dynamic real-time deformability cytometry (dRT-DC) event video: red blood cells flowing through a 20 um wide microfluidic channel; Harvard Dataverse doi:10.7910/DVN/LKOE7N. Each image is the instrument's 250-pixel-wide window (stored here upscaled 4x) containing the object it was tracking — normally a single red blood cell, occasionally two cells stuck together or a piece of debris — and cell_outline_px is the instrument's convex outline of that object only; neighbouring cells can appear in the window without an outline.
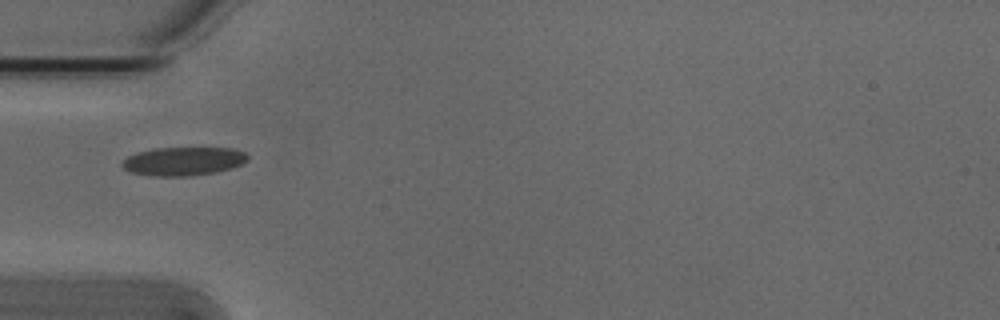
{"species": "Egyptian fruit bat (a non-hibernating species)", "species_latin": "Rousettus aegyptiacus", "temperature_condition": "cold", "stored_images_in_passage": 1, "camera_frame_rate_fps": 3000, "um_per_image_px": 0.085, "animal": {"sex": "male"}, "frame": {"image": 1, "passage_image": 1, "time_ms": 0.0, "image_size_px": [1000, 320], "cell_outline_px": [[248, 160], [244, 164], [232, 168], [216, 172], [188, 176], [152, 176], [132, 172], [124, 168], [120, 164], [128, 156], [136, 152], [152, 148], [232, 148], [244, 152], [248, 156]], "centroid_in_image_um": [15.6, 13.7], "position_along_channel_um": 69.4, "area_um2": 20.98}}